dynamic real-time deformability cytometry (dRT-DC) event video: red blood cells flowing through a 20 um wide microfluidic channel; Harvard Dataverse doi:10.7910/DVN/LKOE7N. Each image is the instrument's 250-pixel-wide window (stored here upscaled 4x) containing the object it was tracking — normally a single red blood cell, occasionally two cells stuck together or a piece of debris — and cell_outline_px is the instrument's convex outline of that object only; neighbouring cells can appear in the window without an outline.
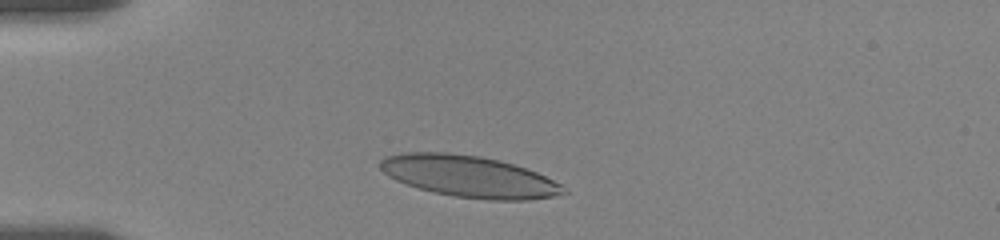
{"species": "human", "species_latin": "Homo sapiens", "temperature_condition": "room temperature", "stored_images_in_passage": 39, "camera_frame_rate_fps": 3000, "um_per_image_px": 0.085, "donor": {"sex": "female"}, "frame": {"image": 1, "passage_image": 6, "time_ms": 1.667, "image_size_px": [1000, 240], "cell_outline_px": [[568, 192], [552, 196], [528, 200], [488, 200], [456, 196], [436, 192], [420, 188], [396, 180], [388, 176], [380, 168], [380, 160], [384, 156], [404, 152], [448, 152], [480, 156], [500, 160], [536, 172], [568, 188]], "centroid_in_image_um": [39.86, 14.98], "position_along_channel_um": 45.1, "area_um2": 44.1}}
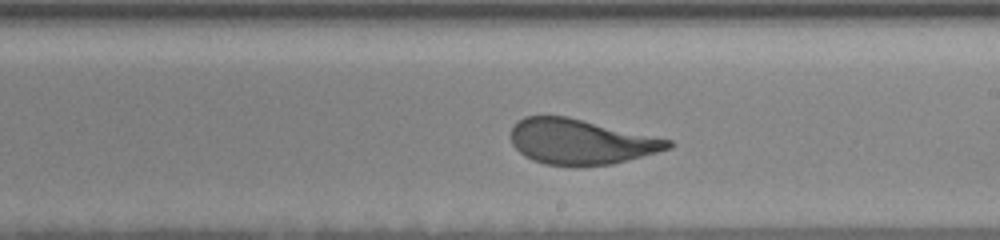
{"frame": {"image": 2, "passage_image": 25, "time_ms": 8.0, "image_size_px": [1000, 240], "cell_outline_px": [[676, 144], [672, 148], [612, 164], [580, 168], [576, 168], [544, 164], [532, 160], [524, 156], [512, 144], [512, 128], [516, 120], [524, 116], [568, 116], [672, 140]], "centroid_in_image_um": [49.37, 12.07], "position_along_channel_um": 239.6, "area_um2": 42.08}}
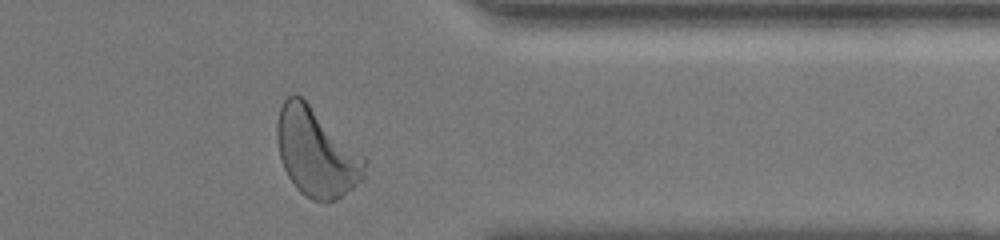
{"frame": {"image": 3, "passage_image": 38, "time_ms": 12.333, "image_size_px": [1000, 240], "cell_outline_px": [[368, 160], [364, 180], [336, 200], [324, 204], [312, 200], [304, 196], [296, 188], [288, 176], [284, 168], [280, 156], [276, 140], [276, 124], [280, 108], [284, 100], [288, 96], [296, 92], [364, 156]], "centroid_in_image_um": [26.89, 13.0], "position_along_channel_um": 384.5, "area_um2": 45.26}, "authors_computed_cell_mechanics": {"area_um2": 42.772, "velocity_mm_per_s": 3.4951, "shape_relaxation_time_tau1_ms": 4.3897, "shape_relaxation_time_tau2_ms": null, "deformation_change_tau1": 0.1762, "deformation_change_tau2": null}}